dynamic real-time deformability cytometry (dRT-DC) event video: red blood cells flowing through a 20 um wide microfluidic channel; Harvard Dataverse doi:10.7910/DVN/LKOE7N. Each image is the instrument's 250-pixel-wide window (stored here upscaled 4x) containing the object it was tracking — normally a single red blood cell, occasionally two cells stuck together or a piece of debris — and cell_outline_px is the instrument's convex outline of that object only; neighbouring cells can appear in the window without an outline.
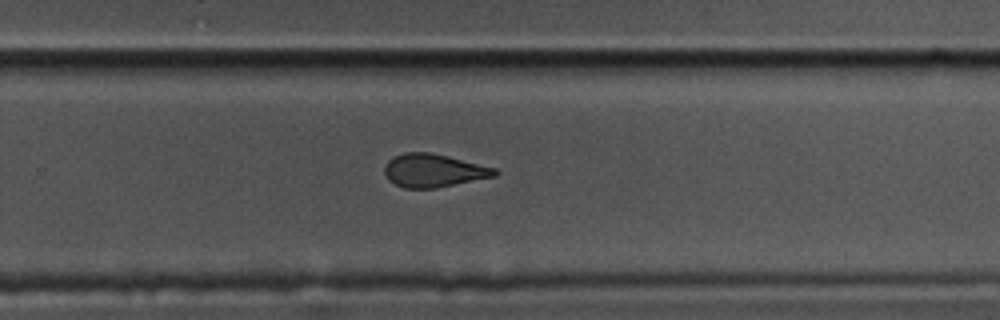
{"species": "common noctule bat (a hibernating species)", "species_latin": "Nyctalus noctula", "temperature_condition": "cold", "stored_images_in_passage": 31, "camera_frame_rate_fps": 3000, "um_per_image_px": 0.085, "animal": {"sex": "male", "body_mass_g": 17.5, "forearm_length_mm": 52.3}, "frame": {"image": 1, "passage_image": 22, "time_ms": 7.0, "image_size_px": [1000, 320], "cell_outline_px": [[500, 172], [496, 176], [436, 188], [404, 188], [388, 180], [384, 172], [384, 168], [388, 160], [404, 152], [428, 152], [448, 156], [496, 168]], "centroid_in_image_um": [36.86, 14.5], "position_along_channel_um": 292.9, "area_um2": 21.27}}